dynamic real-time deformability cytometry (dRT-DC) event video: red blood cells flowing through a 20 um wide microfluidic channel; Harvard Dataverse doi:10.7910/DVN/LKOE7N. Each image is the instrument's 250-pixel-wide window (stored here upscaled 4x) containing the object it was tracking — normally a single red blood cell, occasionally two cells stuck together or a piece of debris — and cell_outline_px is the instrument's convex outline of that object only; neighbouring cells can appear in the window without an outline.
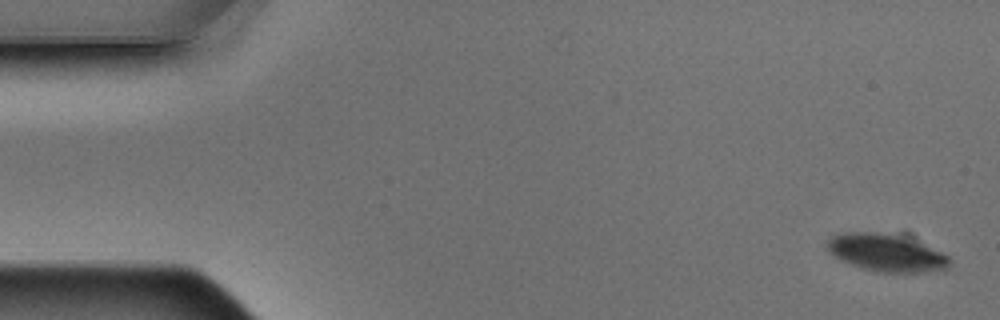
{"species": "Egyptian fruit bat (a non-hibernating species)", "species_latin": "Rousettus aegyptiacus", "temperature_condition": "warm", "stored_images_in_passage": 3, "camera_frame_rate_fps": 3000, "um_per_image_px": 0.085, "animal": {"sex": "male"}, "frame": {"image": 1, "passage_image": 1, "time_ms": 0.0, "image_size_px": [1000, 320], "cell_outline_px": [[948, 268], [924, 272], [880, 272], [860, 268], [832, 256], [828, 252], [824, 244], [832, 236], [840, 232], [876, 232], [896, 236], [924, 244], [948, 256]], "centroid_in_image_um": [75.22, 21.49], "position_along_channel_um": 9.8, "area_um2": 26.36}}
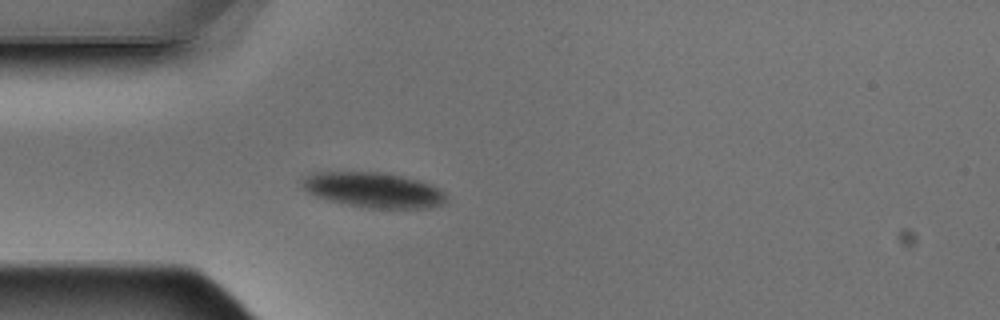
{"frame": {"image": 2, "passage_image": 3, "time_ms": 0.667, "image_size_px": [1000, 320], "cell_outline_px": [[448, 196], [444, 204], [432, 208], [372, 208], [348, 204], [328, 200], [316, 196], [300, 188], [300, 180], [304, 176], [312, 172], [384, 172], [420, 180], [432, 184], [444, 192]], "centroid_in_image_um": [31.74, 16.14], "position_along_channel_um": 53.3, "area_um2": 29.94}}